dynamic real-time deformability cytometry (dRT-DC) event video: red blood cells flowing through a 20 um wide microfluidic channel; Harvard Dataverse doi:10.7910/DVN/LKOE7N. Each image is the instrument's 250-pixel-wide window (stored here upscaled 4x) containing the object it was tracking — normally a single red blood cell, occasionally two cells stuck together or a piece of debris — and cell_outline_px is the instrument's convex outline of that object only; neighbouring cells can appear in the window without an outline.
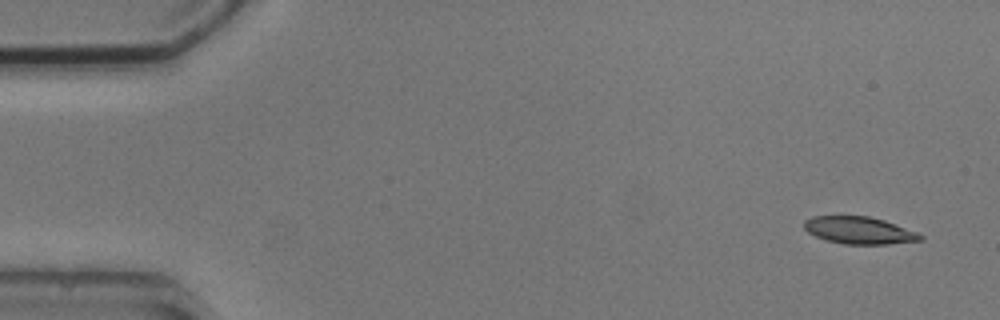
{"species": "common noctule bat (a hibernating species)", "species_latin": "Nyctalus noctula", "temperature_condition": "cold", "stored_images_in_passage": 4, "camera_frame_rate_fps": 3000, "um_per_image_px": 0.085, "animal": {"sex": "male", "body_mass_g": 20.5, "forearm_length_mm": 52.5}, "frame": {"image": 1, "passage_image": 1, "time_ms": 0.0, "image_size_px": [1000, 320], "cell_outline_px": [[924, 240], [888, 244], [844, 244], [828, 240], [816, 236], [808, 232], [804, 228], [804, 220], [812, 216], [868, 216], [884, 220], [920, 232], [924, 236]], "centroid_in_image_um": [73.09, 19.58], "position_along_channel_um": 11.9, "area_um2": 18.55}}